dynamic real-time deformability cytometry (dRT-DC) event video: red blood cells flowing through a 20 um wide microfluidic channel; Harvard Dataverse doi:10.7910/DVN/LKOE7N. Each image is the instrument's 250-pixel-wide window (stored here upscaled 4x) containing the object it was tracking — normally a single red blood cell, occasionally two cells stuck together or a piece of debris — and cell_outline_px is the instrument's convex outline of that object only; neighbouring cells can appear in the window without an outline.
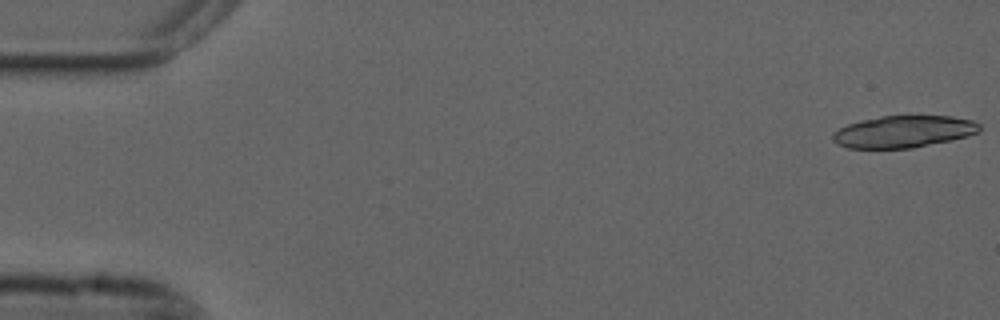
{"species": "common noctule bat (a hibernating species)", "species_latin": "Nyctalus noctula", "temperature_condition": "cold", "stored_images_in_passage": 5, "camera_frame_rate_fps": 3000, "um_per_image_px": 0.085, "animal": {"sex": "male", "forearm_length_mm": 52.5}, "frame": {"image": 1, "passage_image": 1, "time_ms": 0.0, "image_size_px": [1000, 320], "cell_outline_px": [[980, 132], [968, 136], [952, 140], [912, 148], [848, 148], [836, 144], [832, 140], [832, 132], [848, 124], [860, 120], [880, 116], [952, 116], [972, 120], [980, 124]], "centroid_in_image_um": [76.79, 11.19], "position_along_channel_um": 8.2, "area_um2": 27.51}}